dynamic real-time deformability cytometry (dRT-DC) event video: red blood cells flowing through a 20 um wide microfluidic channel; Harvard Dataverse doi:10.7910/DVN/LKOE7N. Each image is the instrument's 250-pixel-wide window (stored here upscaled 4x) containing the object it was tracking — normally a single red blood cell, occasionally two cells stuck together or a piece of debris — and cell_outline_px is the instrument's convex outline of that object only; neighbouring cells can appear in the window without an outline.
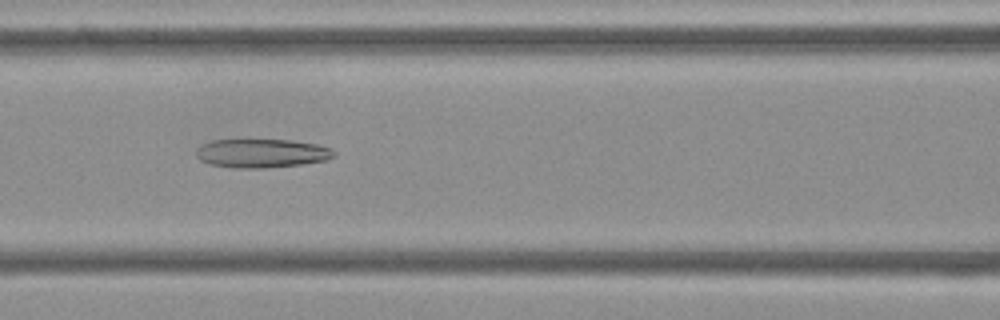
{"species": "Egyptian fruit bat (a non-hibernating species)", "species_latin": "Rousettus aegyptiacus", "temperature_condition": "cold", "stored_images_in_passage": 38, "camera_frame_rate_fps": 3000, "um_per_image_px": 0.085, "frame": {"image": 1, "passage_image": 7, "time_ms": 2.0, "image_size_px": [1000, 320], "cell_outline_px": [[336, 156], [328, 160], [300, 164], [264, 168], [236, 168], [212, 164], [200, 160], [196, 156], [196, 148], [200, 144], [212, 140], [288, 140], [316, 144], [332, 148], [336, 152]], "centroid_in_image_um": [22.25, 13.02], "position_along_channel_um": 144.3, "area_um2": 23.12}}
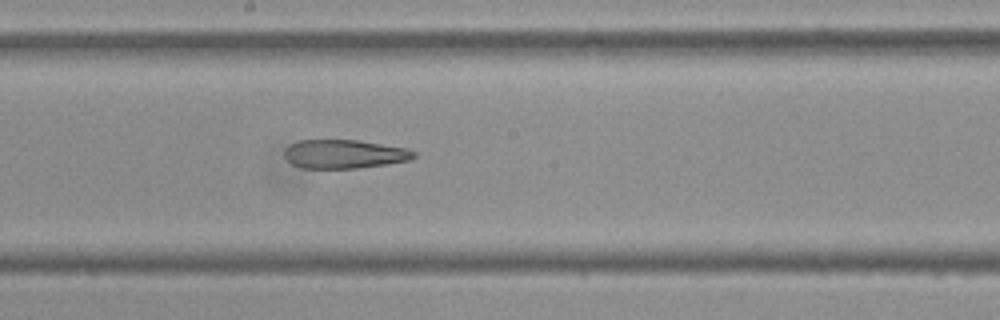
{"frame": {"image": 2, "passage_image": 13, "time_ms": 4.0, "image_size_px": [1000, 320], "cell_outline_px": [[416, 156], [408, 160], [388, 164], [356, 168], [300, 168], [292, 164], [284, 156], [284, 152], [292, 144], [300, 140], [360, 140], [408, 148], [416, 152]], "centroid_in_image_um": [29.3, 13.09], "position_along_channel_um": 218.9, "area_um2": 21.68}}
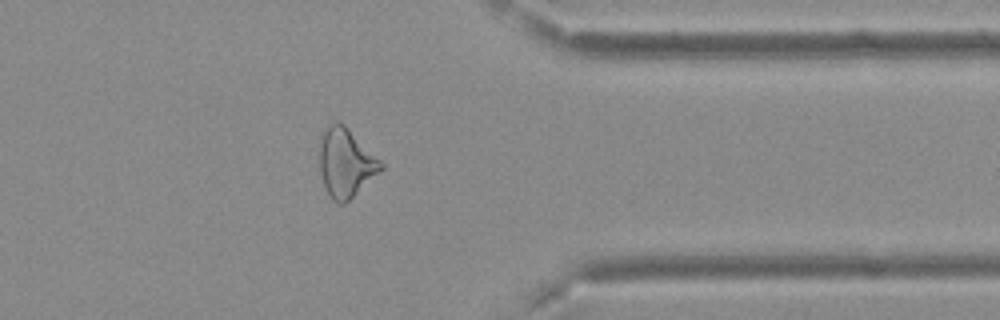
{"frame": {"image": 3, "passage_image": 27, "time_ms": 8.667, "image_size_px": [1000, 320], "cell_outline_px": [[384, 168], [380, 172], [344, 204], [340, 204], [332, 200], [324, 184], [320, 172], [320, 132], [328, 124], [336, 120], [344, 124], [384, 164]], "centroid_in_image_um": [29.37, 13.8], "position_along_channel_um": 382.0, "area_um2": 24.51}, "authors_computed_cell_mechanics": {"area_um2": 24.0737, "velocity_mm_per_s": 3.7305, "shape_relaxation_time_tau1_ms": null, "shape_relaxation_time_tau2_ms": 4.3974, "deformation_change_tau1": null, "deformation_change_tau2": 0.1537}}